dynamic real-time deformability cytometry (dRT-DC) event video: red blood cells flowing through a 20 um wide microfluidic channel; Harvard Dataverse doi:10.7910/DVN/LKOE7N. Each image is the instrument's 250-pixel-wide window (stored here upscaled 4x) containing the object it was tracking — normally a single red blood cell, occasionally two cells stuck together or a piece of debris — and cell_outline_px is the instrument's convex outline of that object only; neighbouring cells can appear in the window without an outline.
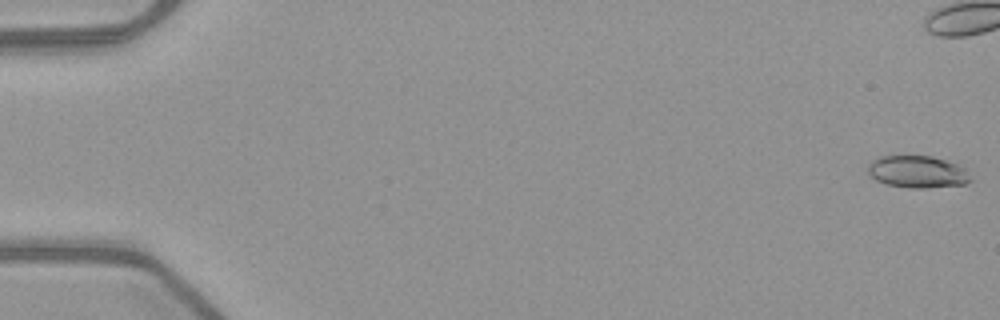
{"species": "common noctule bat (a hibernating species)", "species_latin": "Nyctalus noctula", "temperature_condition": "warm", "stored_images_in_passage": 44, "camera_frame_rate_fps": 3000, "um_per_image_px": 0.085, "animal": {"sex": "female", "body_mass_g": 21.9}, "frame": {"image": 1, "passage_image": 1, "time_ms": 0.0, "image_size_px": [1000, 320], "cell_outline_px": [[972, 180], [964, 184], [928, 188], [908, 188], [888, 184], [876, 180], [868, 176], [868, 164], [872, 160], [880, 156], [932, 156], [960, 164], [964, 168]], "centroid_in_image_um": [77.97, 14.6], "position_along_channel_um": 7.0, "area_um2": 19.36}}
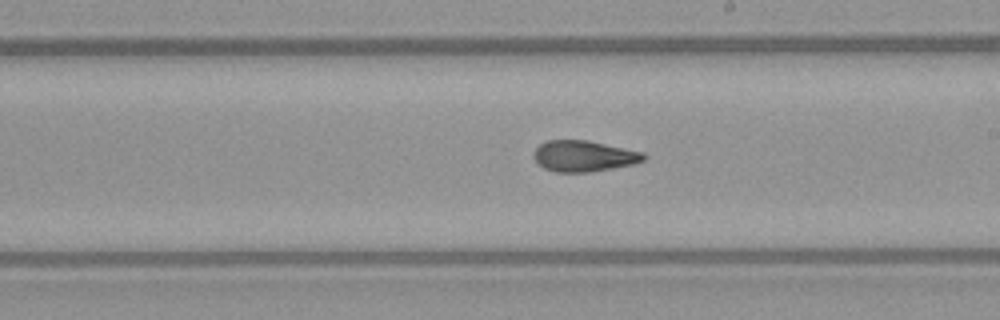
{"frame": {"image": 2, "passage_image": 31, "time_ms": 10.0, "image_size_px": [1000, 320], "cell_outline_px": [[648, 156], [644, 160], [632, 164], [612, 168], [588, 172], [556, 172], [544, 168], [532, 156], [532, 152], [540, 144], [548, 140], [588, 140], [644, 152]], "centroid_in_image_um": [49.63, 13.26], "position_along_channel_um": 239.4, "area_um2": 19.88}}
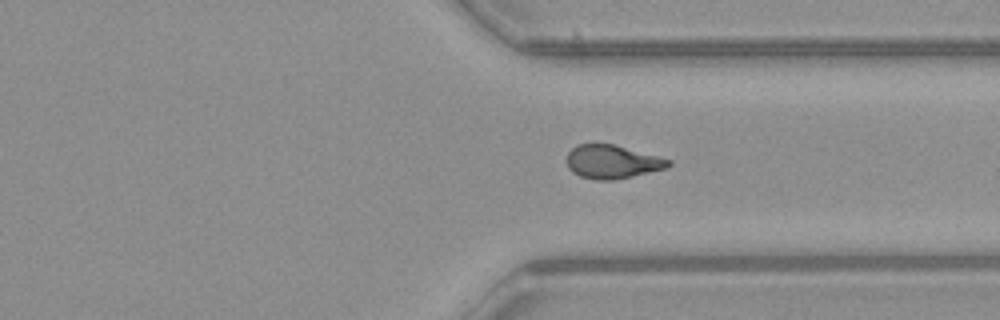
{"frame": {"image": 3, "passage_image": 40, "time_ms": 13.0, "image_size_px": [1000, 320], "cell_outline_px": [[672, 164], [668, 168], [632, 176], [612, 180], [596, 180], [580, 176], [572, 172], [568, 168], [568, 152], [576, 144], [612, 144], [672, 160]], "centroid_in_image_um": [52.04, 13.76], "position_along_channel_um": 359.4, "area_um2": 19.71}, "authors_computed_cell_mechanics": {"area_um2": 19.8832, "velocity_mm_per_s": 4.0076, "shape_relaxation_time_tau1_ms": null, "shape_relaxation_time_tau2_ms": 2.7095, "deformation_change_tau1": null, "deformation_change_tau2": 0.1035}}